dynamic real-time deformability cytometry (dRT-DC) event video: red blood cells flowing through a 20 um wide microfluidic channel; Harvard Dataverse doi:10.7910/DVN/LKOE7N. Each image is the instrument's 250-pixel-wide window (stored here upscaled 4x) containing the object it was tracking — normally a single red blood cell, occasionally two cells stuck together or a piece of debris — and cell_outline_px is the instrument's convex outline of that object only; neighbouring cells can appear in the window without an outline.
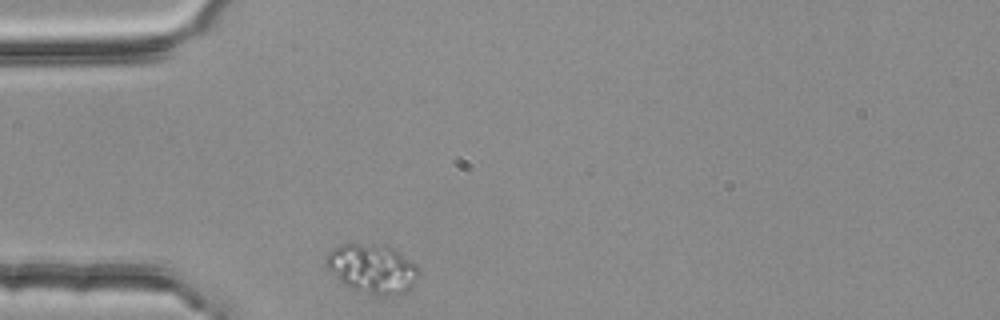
{"species": "common noctule bat (a hibernating species)", "species_latin": "Nyctalus noctula", "temperature_condition": "room temperature", "stored_images_in_passage": 32, "camera_frame_rate_fps": 3000, "um_per_image_px": 0.085, "animal": {"sex": "female", "body_mass_g": 25.1}, "frame": {"image": 1, "passage_image": 1, "time_ms": 0.0, "image_size_px": [1000, 320], "cell_outline_px": [[420, 276], [412, 288], [404, 292], [384, 296], [376, 296], [352, 288], [344, 284], [324, 264], [324, 256], [332, 248], [340, 244], [384, 244], [392, 248], [416, 264], [420, 268]], "centroid_in_image_um": [31.66, 22.83], "position_along_channel_um": 53.3, "area_um2": 26.76}}
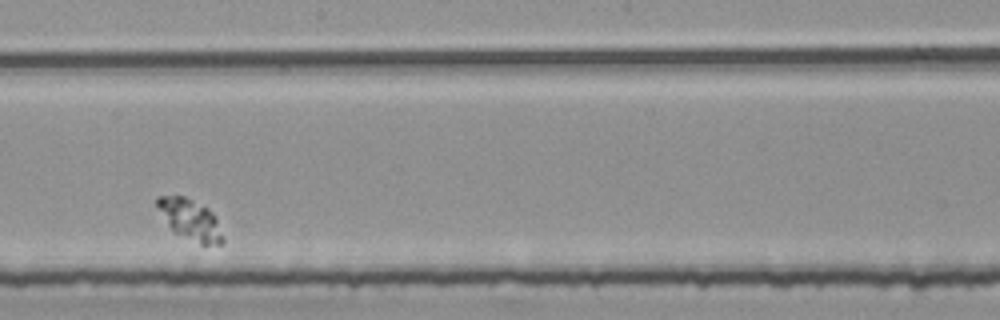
{"frame": {"image": 2, "passage_image": 18, "time_ms": 5.667, "image_size_px": [1000, 320], "cell_outline_px": [[224, 244], [200, 244], [172, 232], [156, 204], [156, 196], [184, 196], [208, 208], [216, 216], [224, 236]], "centroid_in_image_um": [16.2, 18.68], "position_along_channel_um": 232.0, "area_um2": 15.66}}
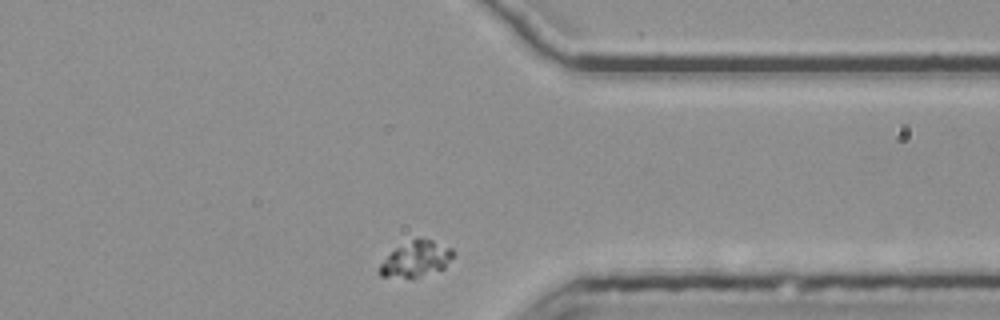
{"frame": {"image": 3, "passage_image": 31, "time_ms": 10.0, "image_size_px": [1000, 320], "cell_outline_px": [[456, 252], [444, 268], [416, 276], [380, 276], [380, 264], [396, 248], [416, 236], [432, 240], [452, 248]], "centroid_in_image_um": [35.41, 21.95], "position_along_channel_um": 376.0, "area_um2": 14.8}}